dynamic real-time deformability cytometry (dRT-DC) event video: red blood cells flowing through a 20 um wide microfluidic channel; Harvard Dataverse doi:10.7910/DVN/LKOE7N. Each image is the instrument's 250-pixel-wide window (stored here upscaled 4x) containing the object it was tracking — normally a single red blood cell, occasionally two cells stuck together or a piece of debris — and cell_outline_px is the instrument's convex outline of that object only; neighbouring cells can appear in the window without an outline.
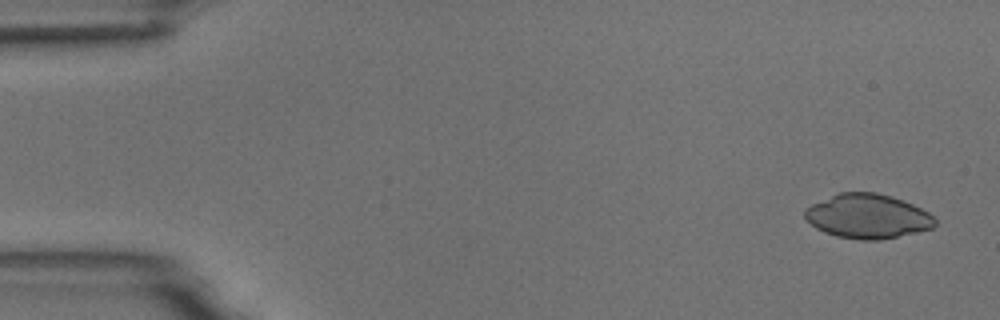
{"species": "common noctule bat (a hibernating species)", "species_latin": "Nyctalus noctula", "temperature_condition": "room temperature", "stored_images_in_passage": 6, "camera_frame_rate_fps": 3000, "um_per_image_px": 0.085, "animal": {"sex": "male", "body_mass_g": 18.8}, "frame": {"image": 1, "passage_image": 1, "time_ms": 0.0, "image_size_px": [1000, 320], "cell_outline_px": [[936, 224], [932, 228], [916, 232], [880, 240], [860, 240], [836, 236], [824, 232], [816, 228], [804, 216], [804, 208], [812, 204], [840, 192], [876, 192], [892, 196], [912, 204], [928, 212], [936, 220]], "centroid_in_image_um": [73.74, 18.38], "position_along_channel_um": 11.3, "area_um2": 33.52}}